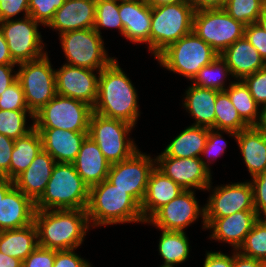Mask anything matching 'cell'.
I'll return each instance as SVG.
<instances>
[{"label": "cell", "mask_w": 266, "mask_h": 267, "mask_svg": "<svg viewBox=\"0 0 266 267\" xmlns=\"http://www.w3.org/2000/svg\"><path fill=\"white\" fill-rule=\"evenodd\" d=\"M135 88L116 58L99 73L98 97L93 112L135 127L141 113Z\"/></svg>", "instance_id": "obj_1"}, {"label": "cell", "mask_w": 266, "mask_h": 267, "mask_svg": "<svg viewBox=\"0 0 266 267\" xmlns=\"http://www.w3.org/2000/svg\"><path fill=\"white\" fill-rule=\"evenodd\" d=\"M34 223L38 245L57 251L80 247L91 227L86 209L36 210Z\"/></svg>", "instance_id": "obj_2"}, {"label": "cell", "mask_w": 266, "mask_h": 267, "mask_svg": "<svg viewBox=\"0 0 266 267\" xmlns=\"http://www.w3.org/2000/svg\"><path fill=\"white\" fill-rule=\"evenodd\" d=\"M87 215L91 227L145 223L140 205L107 179L90 187Z\"/></svg>", "instance_id": "obj_3"}, {"label": "cell", "mask_w": 266, "mask_h": 267, "mask_svg": "<svg viewBox=\"0 0 266 267\" xmlns=\"http://www.w3.org/2000/svg\"><path fill=\"white\" fill-rule=\"evenodd\" d=\"M90 188L72 163L56 162L36 210L87 209Z\"/></svg>", "instance_id": "obj_4"}, {"label": "cell", "mask_w": 266, "mask_h": 267, "mask_svg": "<svg viewBox=\"0 0 266 267\" xmlns=\"http://www.w3.org/2000/svg\"><path fill=\"white\" fill-rule=\"evenodd\" d=\"M194 12L191 3L151 8L150 52L154 58L169 45L192 32Z\"/></svg>", "instance_id": "obj_5"}, {"label": "cell", "mask_w": 266, "mask_h": 267, "mask_svg": "<svg viewBox=\"0 0 266 267\" xmlns=\"http://www.w3.org/2000/svg\"><path fill=\"white\" fill-rule=\"evenodd\" d=\"M218 56L210 45L191 32L169 45L155 59L166 70L191 81L202 67Z\"/></svg>", "instance_id": "obj_6"}, {"label": "cell", "mask_w": 266, "mask_h": 267, "mask_svg": "<svg viewBox=\"0 0 266 267\" xmlns=\"http://www.w3.org/2000/svg\"><path fill=\"white\" fill-rule=\"evenodd\" d=\"M134 126L119 120L106 118L92 113L89 122L88 136L96 142L102 154L111 163L129 158L138 150L130 136Z\"/></svg>", "instance_id": "obj_7"}, {"label": "cell", "mask_w": 266, "mask_h": 267, "mask_svg": "<svg viewBox=\"0 0 266 267\" xmlns=\"http://www.w3.org/2000/svg\"><path fill=\"white\" fill-rule=\"evenodd\" d=\"M17 80L29 111L35 115L56 96V73L48 52L36 60L18 64Z\"/></svg>", "instance_id": "obj_8"}, {"label": "cell", "mask_w": 266, "mask_h": 267, "mask_svg": "<svg viewBox=\"0 0 266 267\" xmlns=\"http://www.w3.org/2000/svg\"><path fill=\"white\" fill-rule=\"evenodd\" d=\"M59 36L65 64L101 71L116 58L109 57L103 36L93 28L68 31Z\"/></svg>", "instance_id": "obj_9"}, {"label": "cell", "mask_w": 266, "mask_h": 267, "mask_svg": "<svg viewBox=\"0 0 266 267\" xmlns=\"http://www.w3.org/2000/svg\"><path fill=\"white\" fill-rule=\"evenodd\" d=\"M93 107L70 97L56 94L34 115L35 128H59L88 132Z\"/></svg>", "instance_id": "obj_10"}, {"label": "cell", "mask_w": 266, "mask_h": 267, "mask_svg": "<svg viewBox=\"0 0 266 267\" xmlns=\"http://www.w3.org/2000/svg\"><path fill=\"white\" fill-rule=\"evenodd\" d=\"M245 25L223 9H200L194 12L192 32L221 55L244 36Z\"/></svg>", "instance_id": "obj_11"}, {"label": "cell", "mask_w": 266, "mask_h": 267, "mask_svg": "<svg viewBox=\"0 0 266 267\" xmlns=\"http://www.w3.org/2000/svg\"><path fill=\"white\" fill-rule=\"evenodd\" d=\"M31 16L0 22L12 59L17 63L41 58L47 53L38 26Z\"/></svg>", "instance_id": "obj_12"}, {"label": "cell", "mask_w": 266, "mask_h": 267, "mask_svg": "<svg viewBox=\"0 0 266 267\" xmlns=\"http://www.w3.org/2000/svg\"><path fill=\"white\" fill-rule=\"evenodd\" d=\"M135 151L124 161L110 166L107 180L117 188L126 191L139 205H141L147 190L148 178L155 168V158Z\"/></svg>", "instance_id": "obj_13"}, {"label": "cell", "mask_w": 266, "mask_h": 267, "mask_svg": "<svg viewBox=\"0 0 266 267\" xmlns=\"http://www.w3.org/2000/svg\"><path fill=\"white\" fill-rule=\"evenodd\" d=\"M195 191L184 190L179 196L158 209L145 223L157 229L185 232L188 226L201 217L202 229H206L205 207L199 204Z\"/></svg>", "instance_id": "obj_14"}, {"label": "cell", "mask_w": 266, "mask_h": 267, "mask_svg": "<svg viewBox=\"0 0 266 267\" xmlns=\"http://www.w3.org/2000/svg\"><path fill=\"white\" fill-rule=\"evenodd\" d=\"M206 188L210 192L205 207V218H221L243 210H255L253 204V188L250 181L234 182Z\"/></svg>", "instance_id": "obj_15"}, {"label": "cell", "mask_w": 266, "mask_h": 267, "mask_svg": "<svg viewBox=\"0 0 266 267\" xmlns=\"http://www.w3.org/2000/svg\"><path fill=\"white\" fill-rule=\"evenodd\" d=\"M154 157L155 167L184 190L206 191L212 182V172L199 157L174 158L162 153Z\"/></svg>", "instance_id": "obj_16"}, {"label": "cell", "mask_w": 266, "mask_h": 267, "mask_svg": "<svg viewBox=\"0 0 266 267\" xmlns=\"http://www.w3.org/2000/svg\"><path fill=\"white\" fill-rule=\"evenodd\" d=\"M55 73L57 94L83 101L92 107L95 106L100 71L63 63L61 68L55 70Z\"/></svg>", "instance_id": "obj_17"}, {"label": "cell", "mask_w": 266, "mask_h": 267, "mask_svg": "<svg viewBox=\"0 0 266 267\" xmlns=\"http://www.w3.org/2000/svg\"><path fill=\"white\" fill-rule=\"evenodd\" d=\"M260 217L255 210H243L221 218H205L206 230H210V239L228 243L238 250L246 235Z\"/></svg>", "instance_id": "obj_18"}, {"label": "cell", "mask_w": 266, "mask_h": 267, "mask_svg": "<svg viewBox=\"0 0 266 267\" xmlns=\"http://www.w3.org/2000/svg\"><path fill=\"white\" fill-rule=\"evenodd\" d=\"M124 37L133 44H148L150 51L151 7L146 0H119Z\"/></svg>", "instance_id": "obj_19"}, {"label": "cell", "mask_w": 266, "mask_h": 267, "mask_svg": "<svg viewBox=\"0 0 266 267\" xmlns=\"http://www.w3.org/2000/svg\"><path fill=\"white\" fill-rule=\"evenodd\" d=\"M96 0H65L53 19L46 26L58 31L59 35L68 31L94 28Z\"/></svg>", "instance_id": "obj_20"}, {"label": "cell", "mask_w": 266, "mask_h": 267, "mask_svg": "<svg viewBox=\"0 0 266 267\" xmlns=\"http://www.w3.org/2000/svg\"><path fill=\"white\" fill-rule=\"evenodd\" d=\"M35 211V202L14 185L0 200V231L29 226Z\"/></svg>", "instance_id": "obj_21"}, {"label": "cell", "mask_w": 266, "mask_h": 267, "mask_svg": "<svg viewBox=\"0 0 266 267\" xmlns=\"http://www.w3.org/2000/svg\"><path fill=\"white\" fill-rule=\"evenodd\" d=\"M42 139L43 150L56 162L72 163L88 132H74L59 128H36Z\"/></svg>", "instance_id": "obj_22"}, {"label": "cell", "mask_w": 266, "mask_h": 267, "mask_svg": "<svg viewBox=\"0 0 266 267\" xmlns=\"http://www.w3.org/2000/svg\"><path fill=\"white\" fill-rule=\"evenodd\" d=\"M72 164L89 188L107 179L111 166L96 142L89 136L82 142L80 151Z\"/></svg>", "instance_id": "obj_23"}, {"label": "cell", "mask_w": 266, "mask_h": 267, "mask_svg": "<svg viewBox=\"0 0 266 267\" xmlns=\"http://www.w3.org/2000/svg\"><path fill=\"white\" fill-rule=\"evenodd\" d=\"M55 164L53 157L42 149L28 168L14 180V185L36 202L45 192Z\"/></svg>", "instance_id": "obj_24"}, {"label": "cell", "mask_w": 266, "mask_h": 267, "mask_svg": "<svg viewBox=\"0 0 266 267\" xmlns=\"http://www.w3.org/2000/svg\"><path fill=\"white\" fill-rule=\"evenodd\" d=\"M183 191L181 186L155 167L149 175L146 194L140 205L144 222Z\"/></svg>", "instance_id": "obj_25"}, {"label": "cell", "mask_w": 266, "mask_h": 267, "mask_svg": "<svg viewBox=\"0 0 266 267\" xmlns=\"http://www.w3.org/2000/svg\"><path fill=\"white\" fill-rule=\"evenodd\" d=\"M220 56L226 61L235 80H242L266 66V62L245 36L230 45Z\"/></svg>", "instance_id": "obj_26"}, {"label": "cell", "mask_w": 266, "mask_h": 267, "mask_svg": "<svg viewBox=\"0 0 266 267\" xmlns=\"http://www.w3.org/2000/svg\"><path fill=\"white\" fill-rule=\"evenodd\" d=\"M218 92L190 84L184 93L185 97L182 103L192 119L195 120L192 126L215 129V102Z\"/></svg>", "instance_id": "obj_27"}, {"label": "cell", "mask_w": 266, "mask_h": 267, "mask_svg": "<svg viewBox=\"0 0 266 267\" xmlns=\"http://www.w3.org/2000/svg\"><path fill=\"white\" fill-rule=\"evenodd\" d=\"M236 142L251 177L266 171V133L257 126L237 133Z\"/></svg>", "instance_id": "obj_28"}, {"label": "cell", "mask_w": 266, "mask_h": 267, "mask_svg": "<svg viewBox=\"0 0 266 267\" xmlns=\"http://www.w3.org/2000/svg\"><path fill=\"white\" fill-rule=\"evenodd\" d=\"M35 223L24 228L0 231V251L22 262L38 247Z\"/></svg>", "instance_id": "obj_29"}, {"label": "cell", "mask_w": 266, "mask_h": 267, "mask_svg": "<svg viewBox=\"0 0 266 267\" xmlns=\"http://www.w3.org/2000/svg\"><path fill=\"white\" fill-rule=\"evenodd\" d=\"M207 136L208 128L191 125L174 137L161 153L174 158H200Z\"/></svg>", "instance_id": "obj_30"}, {"label": "cell", "mask_w": 266, "mask_h": 267, "mask_svg": "<svg viewBox=\"0 0 266 267\" xmlns=\"http://www.w3.org/2000/svg\"><path fill=\"white\" fill-rule=\"evenodd\" d=\"M42 149V139L36 128L16 139L11 153L9 179L14 181L23 173Z\"/></svg>", "instance_id": "obj_31"}, {"label": "cell", "mask_w": 266, "mask_h": 267, "mask_svg": "<svg viewBox=\"0 0 266 267\" xmlns=\"http://www.w3.org/2000/svg\"><path fill=\"white\" fill-rule=\"evenodd\" d=\"M158 244V252L163 259L161 266L174 267L176 264H182L189 258L190 243L187 233L183 231L162 230Z\"/></svg>", "instance_id": "obj_32"}, {"label": "cell", "mask_w": 266, "mask_h": 267, "mask_svg": "<svg viewBox=\"0 0 266 267\" xmlns=\"http://www.w3.org/2000/svg\"><path fill=\"white\" fill-rule=\"evenodd\" d=\"M225 91L241 118L249 126H257L261 119V107L255 102L245 83L233 80Z\"/></svg>", "instance_id": "obj_33"}, {"label": "cell", "mask_w": 266, "mask_h": 267, "mask_svg": "<svg viewBox=\"0 0 266 267\" xmlns=\"http://www.w3.org/2000/svg\"><path fill=\"white\" fill-rule=\"evenodd\" d=\"M229 76L233 78L226 61L219 55L210 64L202 67L191 82L198 87L225 91L228 88L225 82L227 78L230 81Z\"/></svg>", "instance_id": "obj_34"}, {"label": "cell", "mask_w": 266, "mask_h": 267, "mask_svg": "<svg viewBox=\"0 0 266 267\" xmlns=\"http://www.w3.org/2000/svg\"><path fill=\"white\" fill-rule=\"evenodd\" d=\"M250 126L241 118L226 91H219L215 102V129L240 132Z\"/></svg>", "instance_id": "obj_35"}, {"label": "cell", "mask_w": 266, "mask_h": 267, "mask_svg": "<svg viewBox=\"0 0 266 267\" xmlns=\"http://www.w3.org/2000/svg\"><path fill=\"white\" fill-rule=\"evenodd\" d=\"M28 116L31 118V121L33 120L29 126L26 119ZM34 128V115L29 110L11 111L0 109V134L16 140L25 136Z\"/></svg>", "instance_id": "obj_36"}, {"label": "cell", "mask_w": 266, "mask_h": 267, "mask_svg": "<svg viewBox=\"0 0 266 267\" xmlns=\"http://www.w3.org/2000/svg\"><path fill=\"white\" fill-rule=\"evenodd\" d=\"M237 251L244 256L266 262V217H260L255 222Z\"/></svg>", "instance_id": "obj_37"}, {"label": "cell", "mask_w": 266, "mask_h": 267, "mask_svg": "<svg viewBox=\"0 0 266 267\" xmlns=\"http://www.w3.org/2000/svg\"><path fill=\"white\" fill-rule=\"evenodd\" d=\"M114 28L124 37V28L119 15V0H96L94 30L101 35L100 29Z\"/></svg>", "instance_id": "obj_38"}, {"label": "cell", "mask_w": 266, "mask_h": 267, "mask_svg": "<svg viewBox=\"0 0 266 267\" xmlns=\"http://www.w3.org/2000/svg\"><path fill=\"white\" fill-rule=\"evenodd\" d=\"M223 10L245 26L256 23L263 12L262 0H227Z\"/></svg>", "instance_id": "obj_39"}, {"label": "cell", "mask_w": 266, "mask_h": 267, "mask_svg": "<svg viewBox=\"0 0 266 267\" xmlns=\"http://www.w3.org/2000/svg\"><path fill=\"white\" fill-rule=\"evenodd\" d=\"M222 133H227L226 135L231 136L234 139H236L237 137V133L233 131L208 129L207 140L201 154V156L203 157L206 156L205 158L207 159L204 160L203 157H200V159L210 171L211 169L209 165L213 163L217 159V157L222 156L226 151L227 141H225V139L223 138Z\"/></svg>", "instance_id": "obj_40"}, {"label": "cell", "mask_w": 266, "mask_h": 267, "mask_svg": "<svg viewBox=\"0 0 266 267\" xmlns=\"http://www.w3.org/2000/svg\"><path fill=\"white\" fill-rule=\"evenodd\" d=\"M65 0H29V16L42 26H47Z\"/></svg>", "instance_id": "obj_41"}, {"label": "cell", "mask_w": 266, "mask_h": 267, "mask_svg": "<svg viewBox=\"0 0 266 267\" xmlns=\"http://www.w3.org/2000/svg\"><path fill=\"white\" fill-rule=\"evenodd\" d=\"M1 110H29L25 101L23 88L18 80L0 94Z\"/></svg>", "instance_id": "obj_42"}, {"label": "cell", "mask_w": 266, "mask_h": 267, "mask_svg": "<svg viewBox=\"0 0 266 267\" xmlns=\"http://www.w3.org/2000/svg\"><path fill=\"white\" fill-rule=\"evenodd\" d=\"M255 102L262 108L266 104V66L242 79Z\"/></svg>", "instance_id": "obj_43"}, {"label": "cell", "mask_w": 266, "mask_h": 267, "mask_svg": "<svg viewBox=\"0 0 266 267\" xmlns=\"http://www.w3.org/2000/svg\"><path fill=\"white\" fill-rule=\"evenodd\" d=\"M254 209L259 217H266V171L251 178Z\"/></svg>", "instance_id": "obj_44"}, {"label": "cell", "mask_w": 266, "mask_h": 267, "mask_svg": "<svg viewBox=\"0 0 266 267\" xmlns=\"http://www.w3.org/2000/svg\"><path fill=\"white\" fill-rule=\"evenodd\" d=\"M21 12L29 16V0H0V22L16 19Z\"/></svg>", "instance_id": "obj_45"}, {"label": "cell", "mask_w": 266, "mask_h": 267, "mask_svg": "<svg viewBox=\"0 0 266 267\" xmlns=\"http://www.w3.org/2000/svg\"><path fill=\"white\" fill-rule=\"evenodd\" d=\"M57 250L38 246L23 262V267H53Z\"/></svg>", "instance_id": "obj_46"}, {"label": "cell", "mask_w": 266, "mask_h": 267, "mask_svg": "<svg viewBox=\"0 0 266 267\" xmlns=\"http://www.w3.org/2000/svg\"><path fill=\"white\" fill-rule=\"evenodd\" d=\"M244 36L266 62V32L256 23H252L245 26Z\"/></svg>", "instance_id": "obj_47"}, {"label": "cell", "mask_w": 266, "mask_h": 267, "mask_svg": "<svg viewBox=\"0 0 266 267\" xmlns=\"http://www.w3.org/2000/svg\"><path fill=\"white\" fill-rule=\"evenodd\" d=\"M76 249L56 251L53 267H92L86 259L75 253Z\"/></svg>", "instance_id": "obj_48"}, {"label": "cell", "mask_w": 266, "mask_h": 267, "mask_svg": "<svg viewBox=\"0 0 266 267\" xmlns=\"http://www.w3.org/2000/svg\"><path fill=\"white\" fill-rule=\"evenodd\" d=\"M14 141L15 140L0 134V176H5L8 179Z\"/></svg>", "instance_id": "obj_49"}, {"label": "cell", "mask_w": 266, "mask_h": 267, "mask_svg": "<svg viewBox=\"0 0 266 267\" xmlns=\"http://www.w3.org/2000/svg\"><path fill=\"white\" fill-rule=\"evenodd\" d=\"M203 267H233V253L231 256L221 251H206Z\"/></svg>", "instance_id": "obj_50"}, {"label": "cell", "mask_w": 266, "mask_h": 267, "mask_svg": "<svg viewBox=\"0 0 266 267\" xmlns=\"http://www.w3.org/2000/svg\"><path fill=\"white\" fill-rule=\"evenodd\" d=\"M15 66L18 65H0V94L17 80Z\"/></svg>", "instance_id": "obj_51"}, {"label": "cell", "mask_w": 266, "mask_h": 267, "mask_svg": "<svg viewBox=\"0 0 266 267\" xmlns=\"http://www.w3.org/2000/svg\"><path fill=\"white\" fill-rule=\"evenodd\" d=\"M233 267H266V262L247 257L233 250Z\"/></svg>", "instance_id": "obj_52"}, {"label": "cell", "mask_w": 266, "mask_h": 267, "mask_svg": "<svg viewBox=\"0 0 266 267\" xmlns=\"http://www.w3.org/2000/svg\"><path fill=\"white\" fill-rule=\"evenodd\" d=\"M227 0H190L194 10L200 9H223Z\"/></svg>", "instance_id": "obj_53"}, {"label": "cell", "mask_w": 266, "mask_h": 267, "mask_svg": "<svg viewBox=\"0 0 266 267\" xmlns=\"http://www.w3.org/2000/svg\"><path fill=\"white\" fill-rule=\"evenodd\" d=\"M0 65H18L9 52L7 42L4 39L2 29L0 27Z\"/></svg>", "instance_id": "obj_54"}, {"label": "cell", "mask_w": 266, "mask_h": 267, "mask_svg": "<svg viewBox=\"0 0 266 267\" xmlns=\"http://www.w3.org/2000/svg\"><path fill=\"white\" fill-rule=\"evenodd\" d=\"M22 261L0 251V267H20Z\"/></svg>", "instance_id": "obj_55"}, {"label": "cell", "mask_w": 266, "mask_h": 267, "mask_svg": "<svg viewBox=\"0 0 266 267\" xmlns=\"http://www.w3.org/2000/svg\"><path fill=\"white\" fill-rule=\"evenodd\" d=\"M14 186V181L6 178L5 176H0V200L3 199L5 194Z\"/></svg>", "instance_id": "obj_56"}, {"label": "cell", "mask_w": 266, "mask_h": 267, "mask_svg": "<svg viewBox=\"0 0 266 267\" xmlns=\"http://www.w3.org/2000/svg\"><path fill=\"white\" fill-rule=\"evenodd\" d=\"M146 2L151 8H154L175 3H190V0H146Z\"/></svg>", "instance_id": "obj_57"}, {"label": "cell", "mask_w": 266, "mask_h": 267, "mask_svg": "<svg viewBox=\"0 0 266 267\" xmlns=\"http://www.w3.org/2000/svg\"><path fill=\"white\" fill-rule=\"evenodd\" d=\"M257 127L266 133V104L261 108V119Z\"/></svg>", "instance_id": "obj_58"}, {"label": "cell", "mask_w": 266, "mask_h": 267, "mask_svg": "<svg viewBox=\"0 0 266 267\" xmlns=\"http://www.w3.org/2000/svg\"><path fill=\"white\" fill-rule=\"evenodd\" d=\"M256 24L266 32V11H263L259 16Z\"/></svg>", "instance_id": "obj_59"}, {"label": "cell", "mask_w": 266, "mask_h": 267, "mask_svg": "<svg viewBox=\"0 0 266 267\" xmlns=\"http://www.w3.org/2000/svg\"><path fill=\"white\" fill-rule=\"evenodd\" d=\"M263 2V11H266V0H262Z\"/></svg>", "instance_id": "obj_60"}]
</instances>
